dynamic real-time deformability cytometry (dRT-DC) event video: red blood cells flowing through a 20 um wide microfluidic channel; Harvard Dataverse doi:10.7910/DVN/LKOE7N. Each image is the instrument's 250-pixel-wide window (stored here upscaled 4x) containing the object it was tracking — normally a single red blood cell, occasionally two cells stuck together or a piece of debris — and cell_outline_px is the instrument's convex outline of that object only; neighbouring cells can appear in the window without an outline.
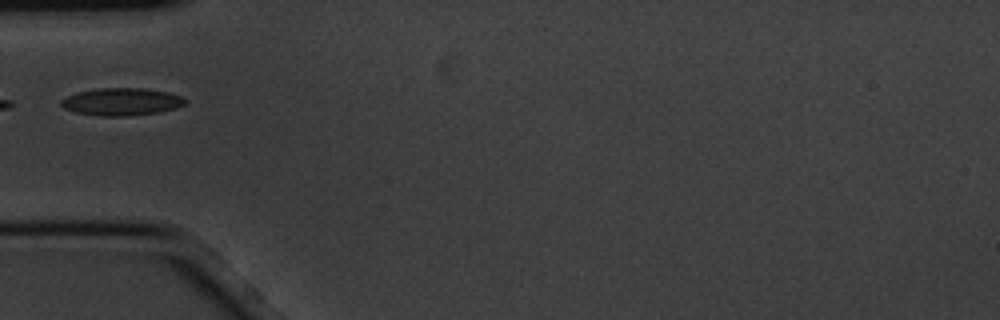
{"species": "common noctule bat (a hibernating species)", "species_latin": "Nyctalus noctula", "temperature_condition": "cold", "stored_images_in_passage": 9, "camera_frame_rate_fps": 3000, "um_per_image_px": 0.085, "animal": {"sex": "male", "body_mass_g": 20.1, "forearm_length_mm": 53.5}, "frame": {"image": 1, "passage_image": 3, "time_ms": 0.667, "image_size_px": [1000, 320], "cell_outline_px": [[188, 100], [184, 104], [176, 108], [156, 112], [128, 116], [100, 116], [76, 112], [64, 108], [60, 104], [60, 100], [76, 92], [96, 88], [144, 88], [168, 92], [180, 96]], "centroid_in_image_um": [10.31, 8.64], "position_along_channel_um": 74.7, "area_um2": 19.83}}
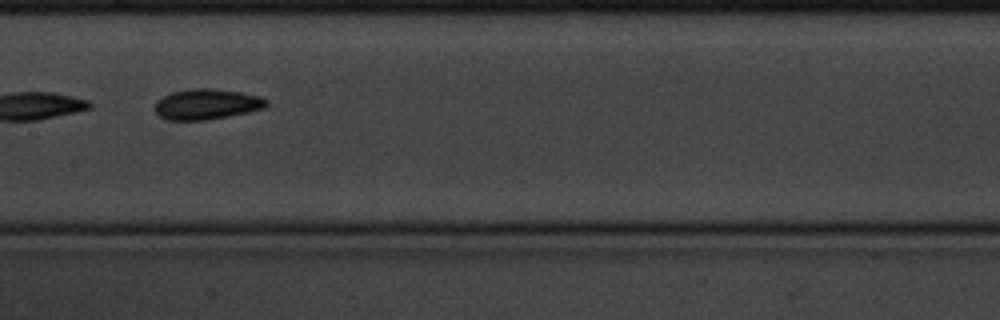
{"frame": {"image": 2, "passage_image": 6, "time_ms": 1.667, "image_size_px": [1000, 320], "cell_outline_px": [[268, 104], [264, 108], [248, 112], [228, 116], [204, 120], [168, 120], [160, 116], [156, 112], [156, 100], [172, 92], [192, 88], [212, 88], [240, 92], [260, 96], [268, 100]], "centroid_in_image_um": [17.59, 8.85], "position_along_channel_um": 189.8, "area_um2": 19.77}}
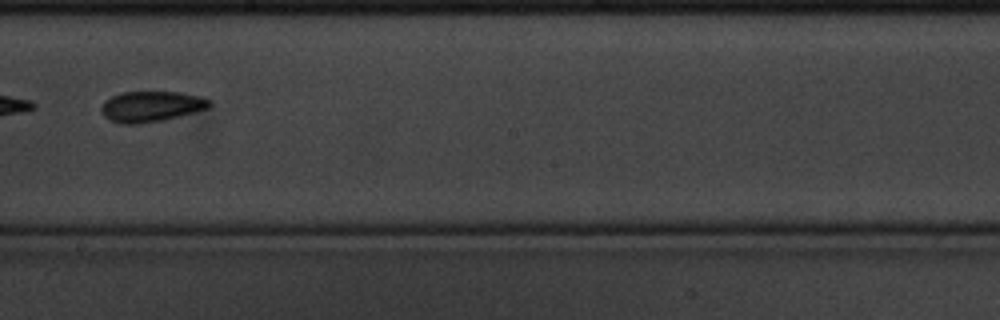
{"frame": {"image": 3, "passage_image": 7, "time_ms": 2.0, "image_size_px": [1000, 320], "cell_outline_px": [[212, 104], [208, 108], [196, 112], [164, 120], [136, 124], [120, 124], [108, 120], [104, 116], [100, 108], [104, 100], [112, 96], [124, 92], [180, 92], [200, 96], [212, 100]], "centroid_in_image_um": [12.86, 9.05], "position_along_channel_um": 235.3, "area_um2": 19.54}}